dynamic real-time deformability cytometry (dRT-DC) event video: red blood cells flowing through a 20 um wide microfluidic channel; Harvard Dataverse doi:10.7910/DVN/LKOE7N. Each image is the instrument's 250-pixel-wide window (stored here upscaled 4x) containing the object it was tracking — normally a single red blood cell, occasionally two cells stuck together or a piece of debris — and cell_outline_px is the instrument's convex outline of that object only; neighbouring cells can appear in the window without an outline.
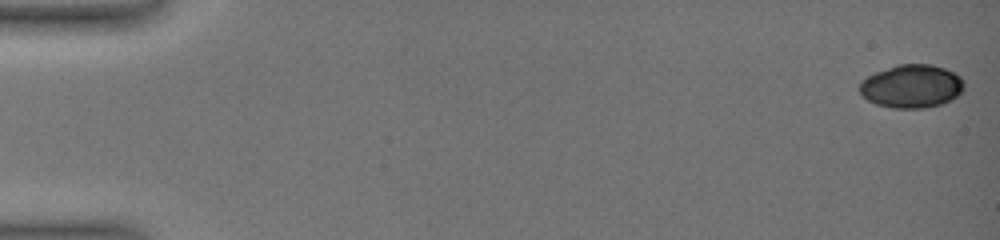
{"species": "common noctule bat (a hibernating species)", "species_latin": "Nyctalus noctula", "temperature_condition": "warm", "stored_images_in_passage": 34, "camera_frame_rate_fps": 3000, "um_per_image_px": 0.085, "animal": {"sex": "female", "body_mass_g": 19.0, "forearm_length_mm": 51.5}, "frame": {"image": 1, "passage_image": 1, "time_ms": 0.0, "image_size_px": [1000, 240], "cell_outline_px": [[964, 88], [956, 96], [940, 104], [920, 108], [892, 108], [876, 104], [868, 100], [860, 92], [860, 80], [876, 72], [896, 64], [932, 64], [944, 68], [960, 76], [964, 80]], "centroid_in_image_um": [77.47, 7.32], "position_along_channel_um": 7.5, "area_um2": 26.18}}
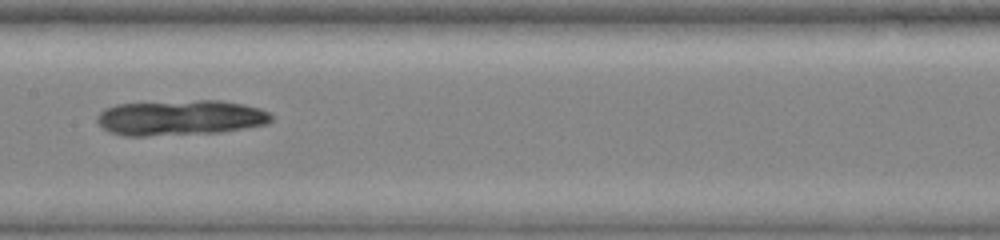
{"frame": {"image": 2, "passage_image": 20, "time_ms": 10.0, "image_size_px": [1000, 240], "cell_outline_px": [[272, 120], [268, 124], [220, 132], [144, 136], [124, 136], [108, 132], [96, 120], [96, 116], [104, 108], [116, 104], [196, 100], [220, 100], [244, 104], [260, 108], [268, 112], [272, 116]], "centroid_in_image_um": [15.32, 10.0], "position_along_channel_um": 192.1, "area_um2": 36.01}}
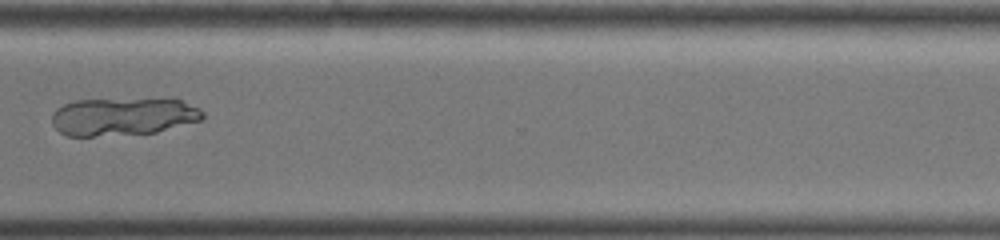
{"frame": {"image": 3, "passage_image": 28, "time_ms": 14.667, "image_size_px": [1000, 240], "cell_outline_px": [[204, 116], [200, 120], [156, 132], [92, 136], [68, 136], [60, 132], [52, 124], [52, 112], [56, 108], [64, 104], [76, 100], [172, 96], [200, 108], [204, 112]], "centroid_in_image_um": [10.5, 9.85], "position_along_channel_um": 360.1, "area_um2": 34.22}}